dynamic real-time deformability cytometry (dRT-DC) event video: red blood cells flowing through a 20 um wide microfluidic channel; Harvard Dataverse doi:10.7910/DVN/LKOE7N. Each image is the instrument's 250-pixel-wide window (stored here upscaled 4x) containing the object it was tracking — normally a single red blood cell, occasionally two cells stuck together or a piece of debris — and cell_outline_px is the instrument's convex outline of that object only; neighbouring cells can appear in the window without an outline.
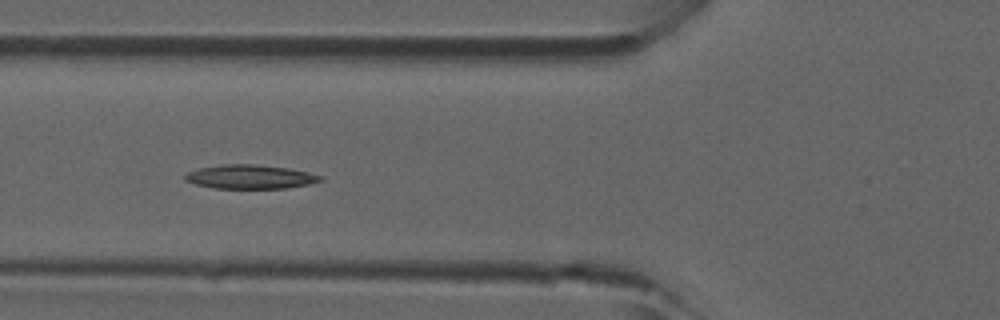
{"species": "common noctule bat (a hibernating species)", "species_latin": "Nyctalus noctula", "temperature_condition": "room temperature", "stored_images_in_passage": 5, "camera_frame_rate_fps": 3000, "um_per_image_px": 0.085, "animal": {"sex": "male", "forearm_length_mm": 52.5}, "frame": {"image": 1, "passage_image": 5, "time_ms": 1.333, "image_size_px": [1000, 320], "cell_outline_px": [[324, 180], [308, 184], [288, 188], [216, 188], [196, 184], [184, 180], [184, 176], [188, 172], [200, 168], [220, 164], [256, 164], [288, 168], [308, 172], [324, 176]], "centroid_in_image_um": [21.29, 15.02], "position_along_channel_um": 104.5, "area_um2": 18.9}}